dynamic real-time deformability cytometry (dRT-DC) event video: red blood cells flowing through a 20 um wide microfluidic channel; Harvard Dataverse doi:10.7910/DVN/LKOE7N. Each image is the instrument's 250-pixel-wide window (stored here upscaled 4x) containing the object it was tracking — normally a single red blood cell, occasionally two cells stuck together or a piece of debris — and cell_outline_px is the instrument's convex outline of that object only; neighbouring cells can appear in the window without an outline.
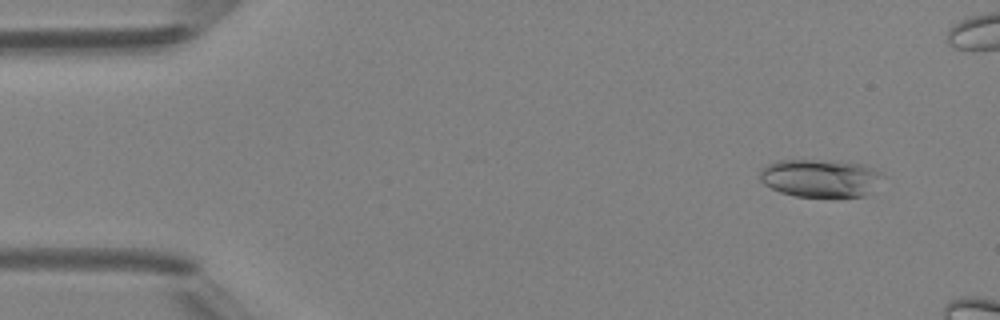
{"species": "Egyptian fruit bat (a non-hibernating species)", "species_latin": "Rousettus aegyptiacus", "temperature_condition": "room temperature", "stored_images_in_passage": 5, "camera_frame_rate_fps": 3000, "um_per_image_px": 0.085, "animal": {"sex": "female"}, "frame": {"image": 1, "passage_image": 2, "time_ms": 1.0, "image_size_px": [1000, 320], "cell_outline_px": [[888, 176], [864, 196], [796, 196], [780, 192], [764, 184], [760, 180], [760, 168], [768, 164], [780, 160], [816, 160], [864, 164], [884, 172]], "centroid_in_image_um": [69.77, 15.13], "position_along_channel_um": 15.2, "area_um2": 27.22}}